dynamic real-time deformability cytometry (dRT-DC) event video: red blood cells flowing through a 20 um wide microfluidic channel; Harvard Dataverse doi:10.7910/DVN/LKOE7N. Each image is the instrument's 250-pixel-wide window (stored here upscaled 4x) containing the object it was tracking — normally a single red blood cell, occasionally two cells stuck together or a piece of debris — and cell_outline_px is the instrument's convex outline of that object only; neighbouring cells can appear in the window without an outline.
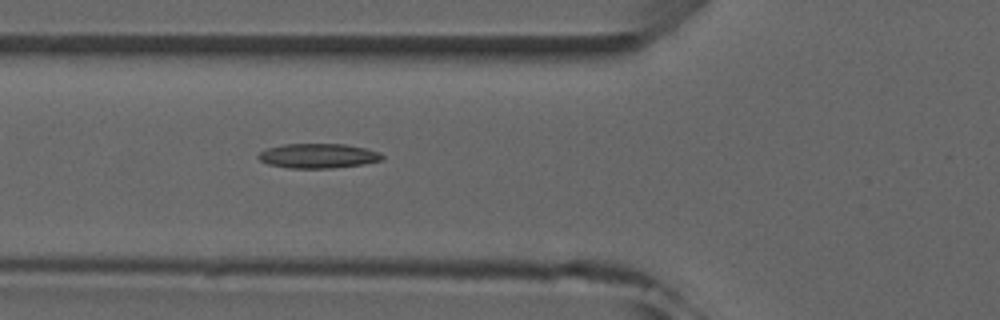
{"species": "common noctule bat (a hibernating species)", "species_latin": "Nyctalus noctula", "temperature_condition": "room temperature", "stored_images_in_passage": 6, "camera_frame_rate_fps": 3000, "um_per_image_px": 0.085, "animal": {"sex": "male", "forearm_length_mm": 52.5}, "frame": {"image": 1, "passage_image": 6, "time_ms": 6.667, "image_size_px": [1000, 320], "cell_outline_px": [[384, 160], [364, 164], [332, 168], [288, 168], [268, 164], [260, 160], [256, 156], [260, 152], [268, 148], [284, 144], [344, 144], [364, 148], [380, 152], [384, 156]], "centroid_in_image_um": [27.06, 13.25], "position_along_channel_um": 98.7, "area_um2": 17.8}}